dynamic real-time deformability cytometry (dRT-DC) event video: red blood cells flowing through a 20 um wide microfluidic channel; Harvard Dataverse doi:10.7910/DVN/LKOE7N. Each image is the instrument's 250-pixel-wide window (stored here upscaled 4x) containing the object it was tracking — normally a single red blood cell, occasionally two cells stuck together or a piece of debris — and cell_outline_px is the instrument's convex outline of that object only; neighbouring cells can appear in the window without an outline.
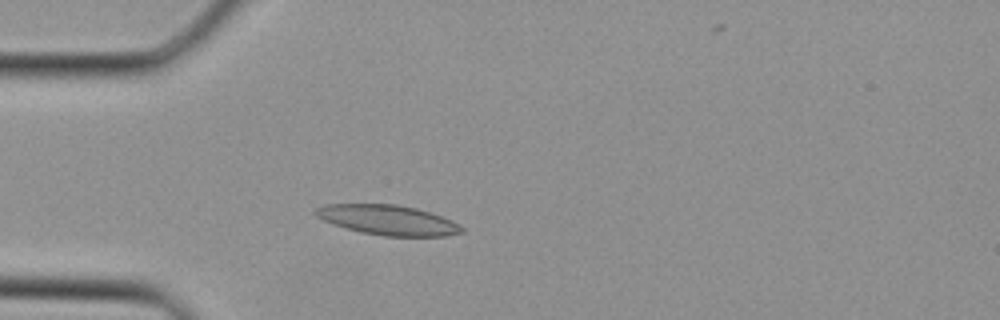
{"species": "Egyptian fruit bat (a non-hibernating species)", "species_latin": "Rousettus aegyptiacus", "temperature_condition": "cold", "stored_images_in_passage": 28, "camera_frame_rate_fps": 3000, "um_per_image_px": 0.085, "animal": {"sex": "female"}, "frame": {"image": 1, "passage_image": 1, "time_ms": 0.0, "image_size_px": [1000, 320], "cell_outline_px": [[464, 232], [444, 236], [384, 236], [360, 232], [332, 224], [316, 216], [312, 212], [316, 208], [324, 204], [396, 204], [416, 208], [432, 212], [452, 220], [464, 228]], "centroid_in_image_um": [32.97, 18.69], "position_along_channel_um": 52.0, "area_um2": 25.66}}
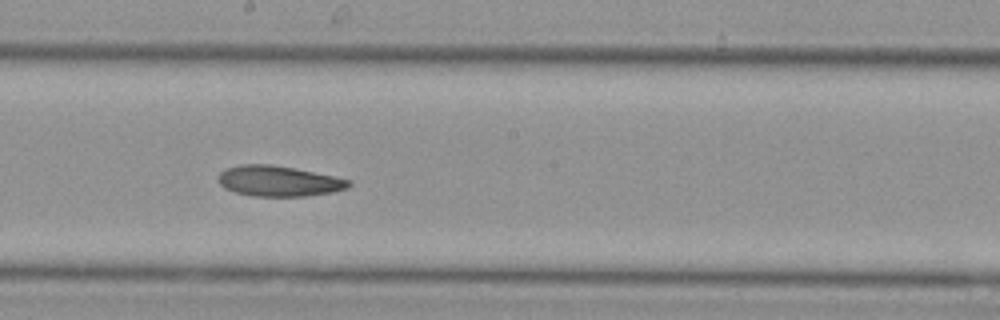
{"frame": {"image": 2, "passage_image": 11, "time_ms": 3.333, "image_size_px": [1000, 320], "cell_outline_px": [[352, 184], [348, 188], [332, 192], [308, 196], [252, 196], [236, 192], [224, 188], [216, 180], [220, 172], [228, 168], [240, 164], [272, 164], [336, 176], [352, 180]], "centroid_in_image_um": [23.71, 15.39], "position_along_channel_um": 224.5, "area_um2": 23.41}}
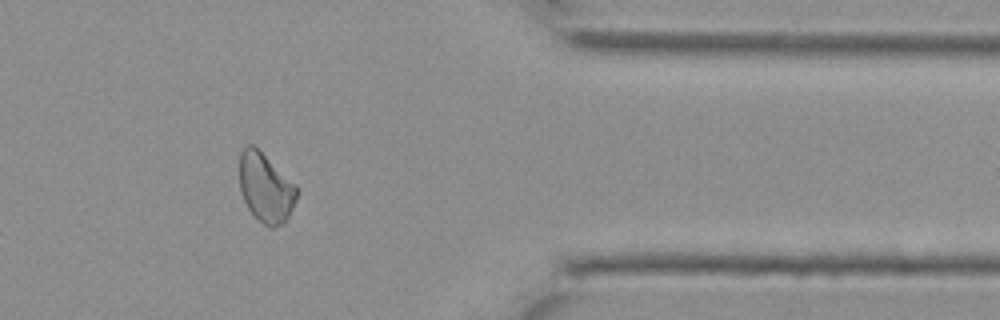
{"frame": {"image": 3, "passage_image": 21, "time_ms": 6.667, "image_size_px": [1000, 320], "cell_outline_px": [[300, 192], [288, 216], [280, 224], [272, 228], [264, 224], [248, 208], [240, 192], [240, 152], [248, 144], [252, 144], [296, 184], [300, 188]], "centroid_in_image_um": [22.6, 15.94], "position_along_channel_um": 388.8, "area_um2": 22.83}}